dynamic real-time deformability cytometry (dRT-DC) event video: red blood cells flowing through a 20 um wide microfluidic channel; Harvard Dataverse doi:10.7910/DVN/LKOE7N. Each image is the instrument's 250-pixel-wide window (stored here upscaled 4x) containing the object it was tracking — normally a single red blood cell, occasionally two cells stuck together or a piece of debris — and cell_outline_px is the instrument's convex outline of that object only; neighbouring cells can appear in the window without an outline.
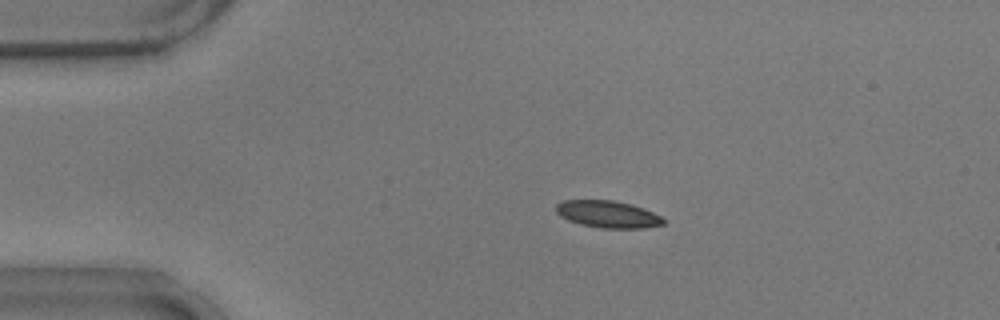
{"species": "common noctule bat (a hibernating species)", "species_latin": "Nyctalus noctula", "temperature_condition": "warm", "stored_images_in_passage": 44, "camera_frame_rate_fps": 3000, "um_per_image_px": 0.085, "animal": {"sex": "male", "body_mass_g": 17.9}, "frame": {"image": 1, "passage_image": 1, "time_ms": 0.0, "image_size_px": [1000, 320], "cell_outline_px": [[668, 220], [664, 224], [644, 228], [600, 228], [580, 224], [568, 220], [560, 216], [556, 212], [556, 204], [564, 200], [612, 200], [644, 208]], "centroid_in_image_um": [51.67, 18.22], "position_along_channel_um": 33.3, "area_um2": 16.94}}
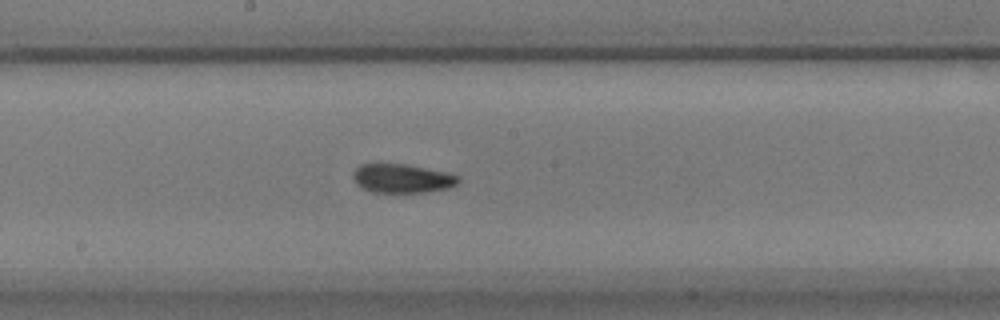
{"frame": {"image": 2, "passage_image": 19, "time_ms": 6.0, "image_size_px": [1000, 320], "cell_outline_px": [[460, 180], [456, 184], [448, 188], [420, 192], [372, 192], [356, 184], [352, 176], [352, 172], [360, 164], [404, 164], [448, 172], [460, 176]], "centroid_in_image_um": [34.17, 15.16], "position_along_channel_um": 214.0, "area_um2": 17.63}}
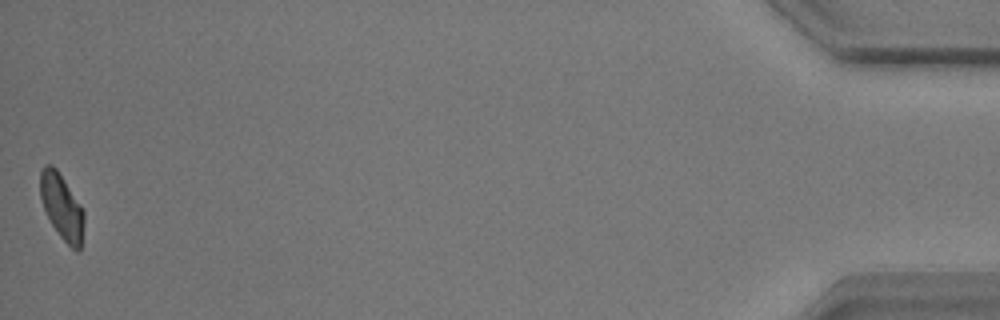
{"frame": {"image": 3, "passage_image": 44, "time_ms": 14.333, "image_size_px": [1000, 320], "cell_outline_px": [[84, 224], [80, 248], [76, 252], [60, 236], [52, 224], [44, 208], [40, 196], [40, 172], [44, 164], [52, 164], [56, 168], [80, 204], [84, 212]], "centroid_in_image_um": [5.25, 17.55], "position_along_channel_um": 430.0, "area_um2": 16.47}, "authors_computed_cell_mechanics": {"area_um2": 17.4267, "velocity_mm_per_s": 3.7201, "shape_relaxation_time_tau1_ms": 5.171, "shape_relaxation_time_tau2_ms": 2.308, "deformation_change_tau1": 0.1314, "deformation_change_tau2": 0.0837}}